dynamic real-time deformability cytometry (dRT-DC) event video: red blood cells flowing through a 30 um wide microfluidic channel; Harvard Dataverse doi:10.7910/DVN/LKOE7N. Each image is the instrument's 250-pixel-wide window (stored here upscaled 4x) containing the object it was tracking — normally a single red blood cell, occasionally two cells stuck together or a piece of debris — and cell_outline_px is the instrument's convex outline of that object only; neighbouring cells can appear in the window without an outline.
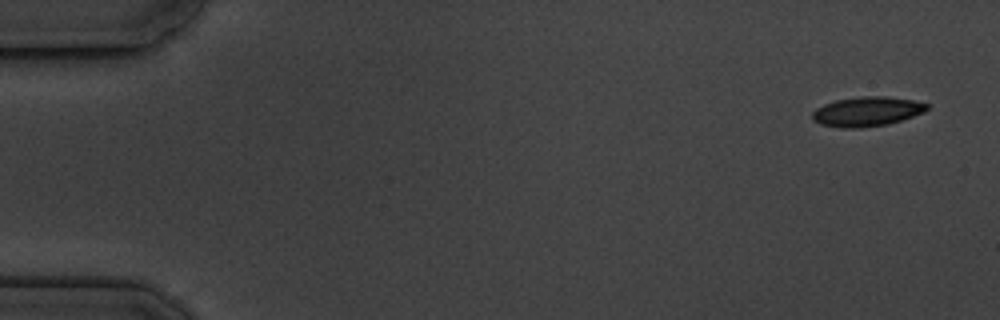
{"species": "common noctule bat (a hibernating species)", "species_latin": "Nyctalus noctula", "temperature_condition": "cold", "stored_images_in_passage": 10, "camera_frame_rate_fps": 3000, "um_per_image_px": 0.085, "animal": {"sex": "male", "body_mass_g": 19.5, "forearm_length_mm": 54.6}, "frame": {"image": 1, "passage_image": 1, "time_ms": 0.0, "image_size_px": [1000, 320], "cell_outline_px": [[928, 108], [924, 112], [888, 124], [860, 128], [844, 128], [820, 124], [812, 120], [812, 112], [816, 108], [824, 104], [836, 100], [860, 96], [884, 96], [912, 100], [928, 104]], "centroid_in_image_um": [73.65, 9.48], "position_along_channel_um": 11.3, "area_um2": 19.65}}
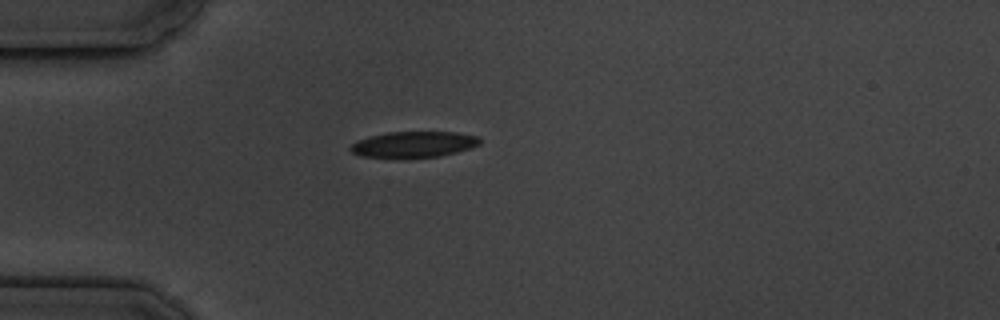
{"frame": {"image": 2, "passage_image": 4, "time_ms": 4.333, "image_size_px": [1000, 320], "cell_outline_px": [[480, 144], [456, 152], [440, 156], [408, 160], [360, 156], [352, 152], [348, 148], [352, 144], [360, 140], [372, 136], [388, 132], [456, 132], [480, 136]], "centroid_in_image_um": [35.16, 12.31], "position_along_channel_um": 49.8, "area_um2": 20.06}}